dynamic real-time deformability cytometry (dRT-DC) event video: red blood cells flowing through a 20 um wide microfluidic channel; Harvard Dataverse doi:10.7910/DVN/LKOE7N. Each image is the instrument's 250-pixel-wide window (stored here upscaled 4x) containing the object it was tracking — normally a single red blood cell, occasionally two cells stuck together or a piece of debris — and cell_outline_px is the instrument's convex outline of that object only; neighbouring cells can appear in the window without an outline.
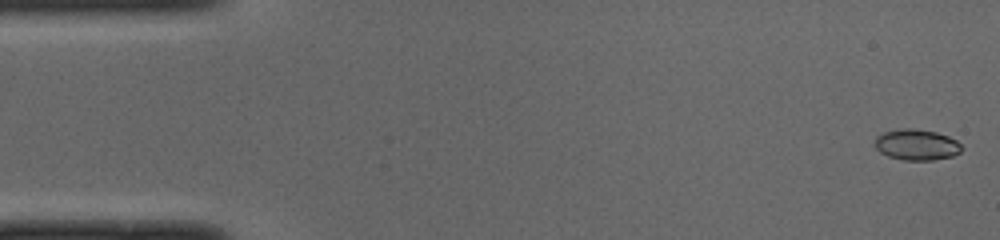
{"species": "common noctule bat (a hibernating species)", "species_latin": "Nyctalus noctula", "temperature_condition": "cold", "stored_images_in_passage": 49, "camera_frame_rate_fps": 3000, "um_per_image_px": 0.085, "animal": {"sex": "male", "body_mass_g": 19.0, "forearm_length_mm": 50.8}, "frame": {"image": 1, "passage_image": 1, "time_ms": 0.0, "image_size_px": [1000, 240], "cell_outline_px": [[964, 148], [960, 152], [952, 156], [932, 160], [904, 160], [888, 156], [880, 152], [876, 148], [876, 136], [884, 132], [900, 128], [912, 128], [936, 132], [948, 136], [956, 140]], "centroid_in_image_um": [77.92, 12.3], "position_along_channel_um": 7.1, "area_um2": 15.61}}
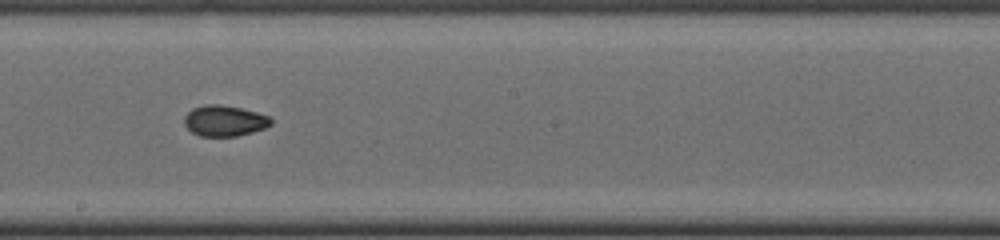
{"frame": {"image": 2, "passage_image": 27, "time_ms": 8.667, "image_size_px": [1000, 240], "cell_outline_px": [[272, 124], [264, 128], [252, 132], [236, 136], [200, 136], [192, 132], [184, 124], [184, 116], [192, 108], [204, 104], [220, 104], [240, 108], [256, 112], [268, 116], [272, 120]], "centroid_in_image_um": [19.06, 10.26], "position_along_channel_um": 229.1, "area_um2": 15.55}}
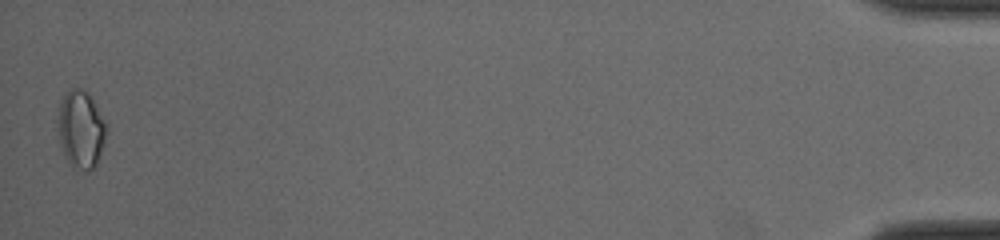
{"frame": {"image": 3, "passage_image": 49, "time_ms": 16.0, "image_size_px": [1000, 240], "cell_outline_px": [[108, 132], [96, 164], [88, 172], [68, 164], [60, 144], [56, 128], [56, 108], [60, 100], [68, 88], [84, 88], [92, 96], [108, 128]], "centroid_in_image_um": [6.83, 10.93], "position_along_channel_um": 428.4, "area_um2": 22.77}, "authors_computed_cell_mechanics": {"area_um2": 15.7216, "velocity_mm_per_s": 4.0411, "shape_relaxation_time_tau1_ms": null, "shape_relaxation_time_tau2_ms": 2.155, "deformation_change_tau1": null, "deformation_change_tau2": 0.0489}}